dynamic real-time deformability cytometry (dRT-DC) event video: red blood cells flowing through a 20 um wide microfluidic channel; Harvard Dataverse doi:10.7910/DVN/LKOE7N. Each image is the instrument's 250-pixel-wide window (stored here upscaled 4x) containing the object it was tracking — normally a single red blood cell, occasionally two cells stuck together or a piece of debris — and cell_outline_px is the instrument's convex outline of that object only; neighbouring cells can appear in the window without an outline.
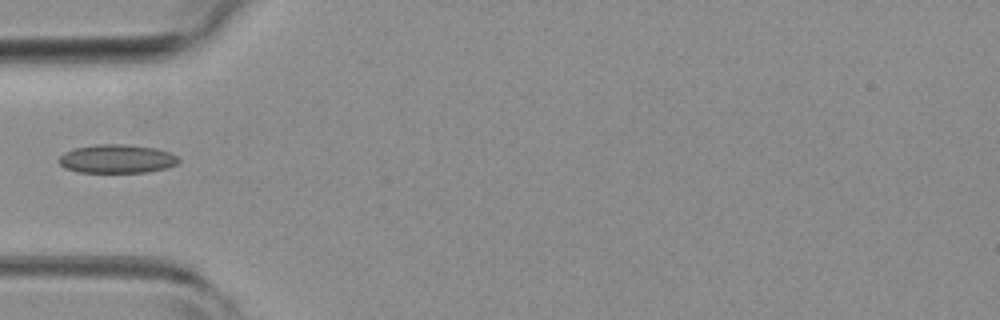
{"species": "common noctule bat (a hibernating species)", "species_latin": "Nyctalus noctula", "temperature_condition": "room temperature", "stored_images_in_passage": 4, "camera_frame_rate_fps": 3000, "um_per_image_px": 0.085, "animal": {"sex": "female", "body_mass_g": 19.3, "forearm_length_mm": 54.1}, "frame": {"image": 1, "passage_image": 3, "time_ms": 0.667, "image_size_px": [1000, 320], "cell_outline_px": [[180, 160], [176, 164], [164, 168], [148, 172], [80, 172], [64, 168], [60, 164], [60, 156], [64, 152], [72, 148], [100, 144], [124, 144], [156, 148], [168, 152], [176, 156]], "centroid_in_image_um": [9.91, 13.49], "position_along_channel_um": 75.1, "area_um2": 19.83}}
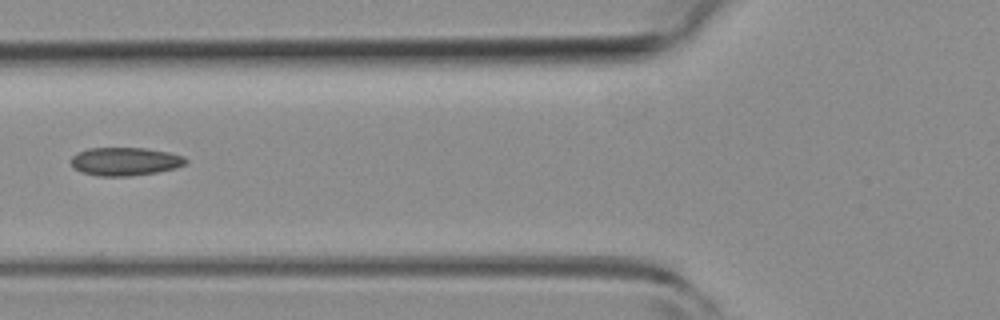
{"frame": {"image": 2, "passage_image": 4, "time_ms": 1.0, "image_size_px": [1000, 320], "cell_outline_px": [[188, 164], [176, 168], [156, 172], [132, 176], [96, 176], [80, 172], [72, 168], [72, 156], [76, 152], [88, 148], [144, 148], [168, 152], [184, 156], [188, 160]], "centroid_in_image_um": [10.63, 13.73], "position_along_channel_um": 115.2, "area_um2": 19.13}}